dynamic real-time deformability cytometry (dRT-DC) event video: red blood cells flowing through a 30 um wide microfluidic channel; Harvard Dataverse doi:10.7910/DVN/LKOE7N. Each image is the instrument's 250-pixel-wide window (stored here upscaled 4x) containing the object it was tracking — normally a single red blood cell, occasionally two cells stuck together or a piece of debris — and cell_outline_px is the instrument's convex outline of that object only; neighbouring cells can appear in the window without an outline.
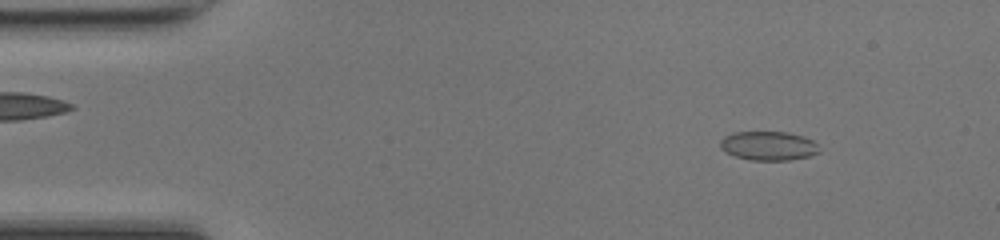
{"species": "common noctule bat (a hibernating species)", "species_latin": "Nyctalus noctula", "temperature_condition": "room temperature", "stored_images_in_passage": 47, "camera_frame_rate_fps": 3000, "um_per_image_px": 0.085, "animal": {"sex": "female", "body_mass_g": 17.0, "forearm_length_mm": 48.0}, "frame": {"image": 1, "passage_image": 5, "time_ms": 1.333, "image_size_px": [1000, 240], "cell_outline_px": [[820, 152], [808, 156], [788, 160], [752, 160], [736, 156], [724, 152], [720, 148], [720, 140], [724, 136], [732, 132], [788, 132], [804, 136], [812, 140], [816, 144]], "centroid_in_image_um": [65.29, 12.38], "position_along_channel_um": 19.7, "area_um2": 16.76}}
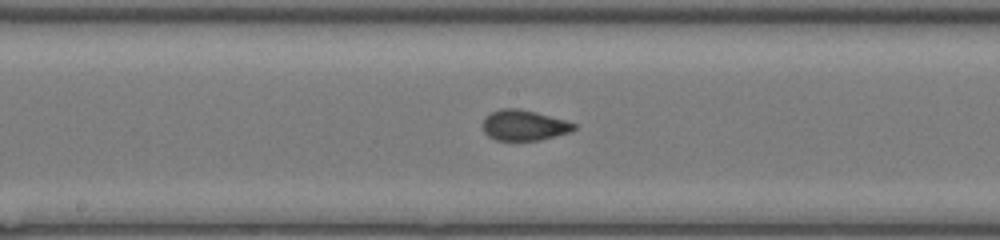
{"frame": {"image": 2, "passage_image": 24, "time_ms": 7.667, "image_size_px": [1000, 240], "cell_outline_px": [[576, 128], [572, 132], [540, 140], [496, 140], [488, 136], [484, 132], [484, 116], [500, 108], [520, 108], [536, 112], [564, 120], [576, 124]], "centroid_in_image_um": [44.55, 10.64], "position_along_channel_um": 203.7, "area_um2": 16.24}}
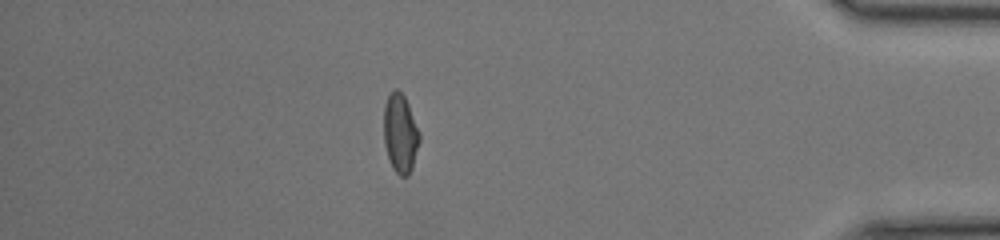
{"frame": {"image": 3, "passage_image": 41, "time_ms": 13.333, "image_size_px": [1000, 240], "cell_outline_px": [[420, 140], [412, 168], [408, 176], [400, 176], [392, 168], [388, 160], [384, 144], [384, 104], [388, 96], [396, 88], [404, 96], [408, 104], [420, 132]], "centroid_in_image_um": [34.02, 11.37], "position_along_channel_um": 401.2, "area_um2": 16.47}, "authors_computed_cell_mechanics": {"area_um2": 16.4152, "velocity_mm_per_s": 4.2957, "shape_relaxation_time_tau1_ms": null, "shape_relaxation_time_tau2_ms": 1.0685, "deformation_change_tau1": null, "deformation_change_tau2": 0.055}}